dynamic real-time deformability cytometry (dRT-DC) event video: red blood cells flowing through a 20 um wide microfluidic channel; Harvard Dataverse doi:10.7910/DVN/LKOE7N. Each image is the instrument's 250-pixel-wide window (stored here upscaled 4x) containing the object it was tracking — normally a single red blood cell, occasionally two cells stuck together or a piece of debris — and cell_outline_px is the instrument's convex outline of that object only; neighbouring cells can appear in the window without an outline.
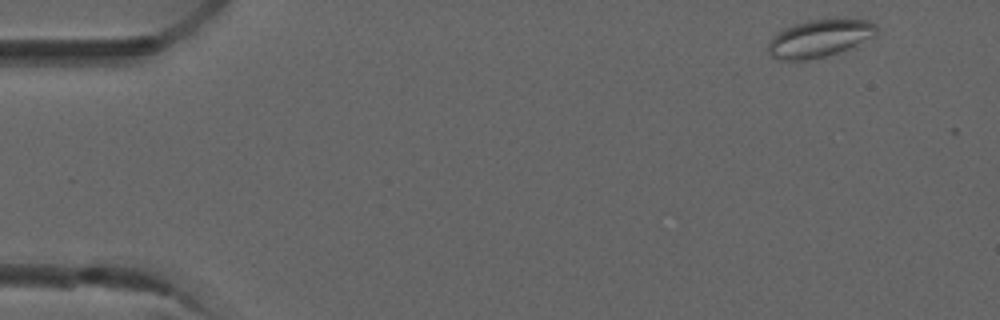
{"species": "common noctule bat (a hibernating species)", "species_latin": "Nyctalus noctula", "temperature_condition": "room temperature", "stored_images_in_passage": 4, "camera_frame_rate_fps": 3000, "um_per_image_px": 0.085, "animal": {"sex": "male", "forearm_length_mm": 52.5}, "frame": {"image": 1, "passage_image": 1, "time_ms": 0.0, "image_size_px": [1000, 320], "cell_outline_px": [[876, 36], [856, 48], [808, 60], [780, 60], [772, 56], [768, 52], [768, 44], [772, 36], [784, 28], [792, 24], [824, 16], [836, 16], [872, 20], [876, 24]], "centroid_in_image_um": [69.76, 3.2], "position_along_channel_um": 15.2, "area_um2": 25.09}}